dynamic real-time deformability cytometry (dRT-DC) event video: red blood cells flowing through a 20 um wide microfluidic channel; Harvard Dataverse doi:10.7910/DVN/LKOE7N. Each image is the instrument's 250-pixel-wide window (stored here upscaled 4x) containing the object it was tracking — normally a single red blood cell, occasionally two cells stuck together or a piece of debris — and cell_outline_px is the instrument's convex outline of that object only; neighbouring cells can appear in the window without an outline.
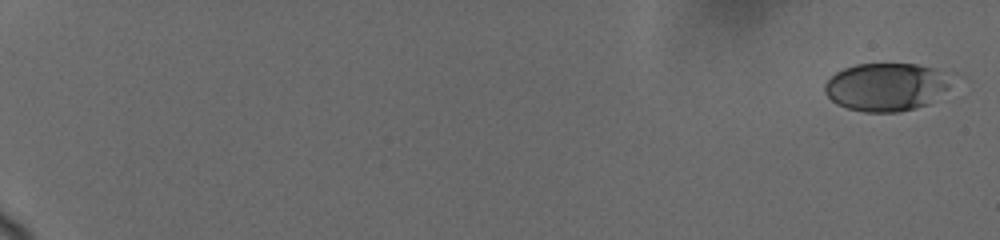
{"species": "human", "species_latin": "Homo sapiens", "temperature_condition": "cold", "stored_images_in_passage": 22, "camera_frame_rate_fps": 3000, "um_per_image_px": 0.085, "donor": {"sex": "female"}, "frame": {"image": 1, "passage_image": 1, "time_ms": 0.0, "image_size_px": [1000, 240], "cell_outline_px": [[948, 88], [928, 104], [916, 108], [900, 112], [864, 112], [848, 108], [836, 104], [824, 92], [824, 84], [836, 72], [844, 68], [856, 64], [916, 64], [932, 68], [948, 80]], "centroid_in_image_um": [75.23, 7.41], "position_along_channel_um": 9.8, "area_um2": 34.85}}
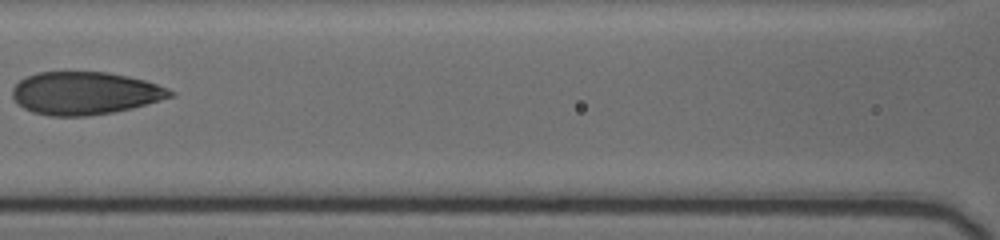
{"frame": {"image": 2, "passage_image": 12, "time_ms": 10.0, "image_size_px": [1000, 240], "cell_outline_px": [[176, 92], [172, 96], [160, 100], [132, 108], [112, 112], [88, 116], [52, 116], [32, 112], [24, 108], [12, 96], [12, 88], [20, 80], [36, 72], [108, 72], [128, 76], [144, 80], [168, 88]], "centroid_in_image_um": [7.22, 7.92], "position_along_channel_um": 159.4, "area_um2": 39.19}}
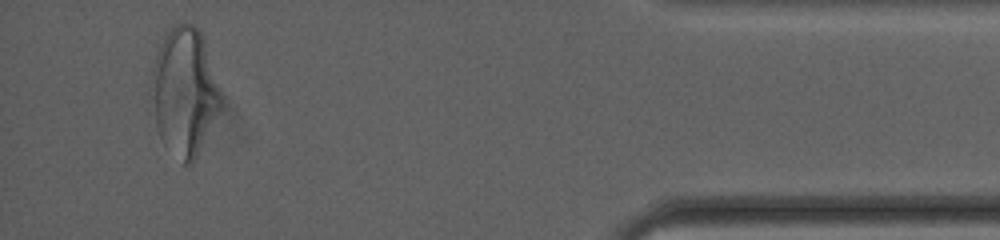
{"frame": {"image": 3, "passage_image": 22, "time_ms": 18.333, "image_size_px": [1000, 240], "cell_outline_px": [[220, 104], [196, 156], [192, 164], [184, 164], [164, 144], [148, 112], [148, 88], [152, 68], [156, 52], [164, 36], [172, 24], [192, 24], [200, 32], [204, 40], [220, 92]], "centroid_in_image_um": [15.55, 7.78], "position_along_channel_um": 419.6, "area_um2": 51.67}, "authors_computed_cell_mechanics": {"area_um2": 38.9572, "velocity_mm_per_s": 3.6826, "shape_relaxation_time_tau1_ms": 4.0386, "shape_relaxation_time_tau2_ms": 0.8275, "deformation_change_tau1": 0.1451, "deformation_change_tau2": 0.0569}}